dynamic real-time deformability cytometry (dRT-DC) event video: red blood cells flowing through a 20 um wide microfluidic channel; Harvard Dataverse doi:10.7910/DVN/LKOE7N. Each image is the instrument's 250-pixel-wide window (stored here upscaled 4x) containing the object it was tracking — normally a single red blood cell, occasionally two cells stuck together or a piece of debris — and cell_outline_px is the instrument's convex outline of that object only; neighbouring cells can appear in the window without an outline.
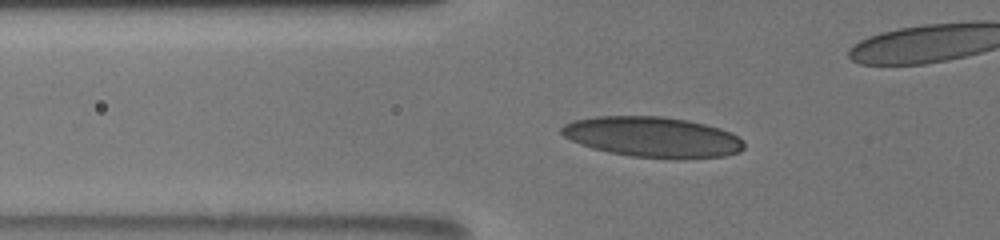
{"species": "human", "species_latin": "Homo sapiens", "temperature_condition": "room temperature", "stored_images_in_passage": 57, "camera_frame_rate_fps": 3000, "um_per_image_px": 0.085, "donor": {"sex": "male"}, "frame": {"image": 1, "passage_image": 3, "time_ms": 0.333, "image_size_px": [1000, 240], "cell_outline_px": [[744, 148], [740, 152], [724, 156], [632, 156], [608, 152], [592, 148], [580, 144], [564, 136], [560, 132], [560, 128], [564, 124], [572, 120], [596, 116], [664, 116], [688, 120], [720, 128], [732, 132], [744, 144]], "centroid_in_image_um": [55.41, 11.6], "position_along_channel_um": 70.4, "area_um2": 42.08}}
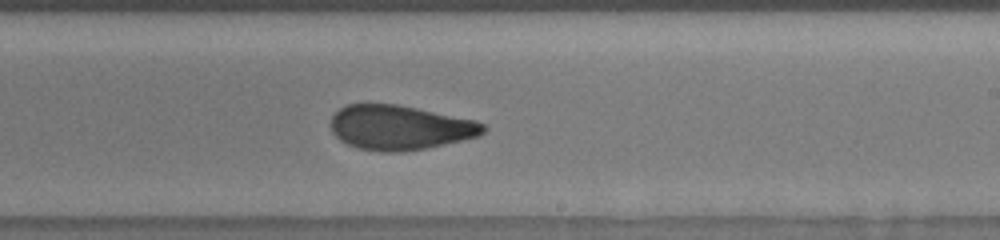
{"frame": {"image": 2, "passage_image": 29, "time_ms": 5.333, "image_size_px": [1000, 240], "cell_outline_px": [[488, 128], [480, 136], [464, 140], [404, 152], [380, 152], [356, 148], [340, 140], [332, 132], [332, 116], [340, 108], [348, 104], [396, 104], [476, 120], [484, 124]], "centroid_in_image_um": [34.01, 10.85], "position_along_channel_um": 255.0, "area_um2": 39.65}}
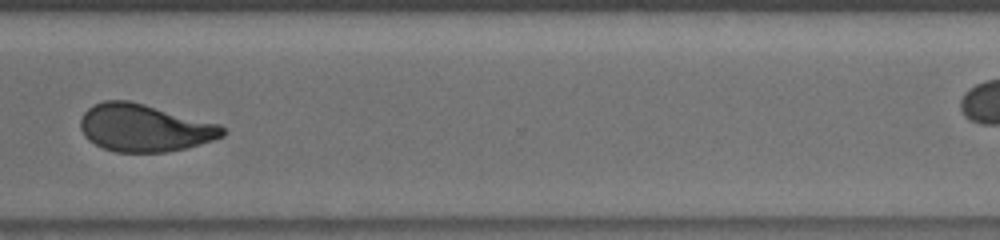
{"frame": {"image": 3, "passage_image": 36, "time_ms": 8.0, "image_size_px": [1000, 240], "cell_outline_px": [[224, 136], [200, 144], [168, 152], [116, 152], [104, 148], [88, 140], [84, 136], [80, 128], [80, 120], [84, 112], [92, 104], [104, 100], [128, 100], [144, 104], [220, 124], [224, 128]], "centroid_in_image_um": [12.24, 10.86], "position_along_channel_um": 358.4, "area_um2": 39.25}, "authors_computed_cell_mechanics": {"area_um2": 40.1132, "velocity_mm_per_s": 3.8705, "shape_relaxation_time_tau1_ms": 6.6131, "shape_relaxation_time_tau2_ms": 1.3865, "deformation_change_tau1": 0.1768, "deformation_change_tau2": 0.0679}}